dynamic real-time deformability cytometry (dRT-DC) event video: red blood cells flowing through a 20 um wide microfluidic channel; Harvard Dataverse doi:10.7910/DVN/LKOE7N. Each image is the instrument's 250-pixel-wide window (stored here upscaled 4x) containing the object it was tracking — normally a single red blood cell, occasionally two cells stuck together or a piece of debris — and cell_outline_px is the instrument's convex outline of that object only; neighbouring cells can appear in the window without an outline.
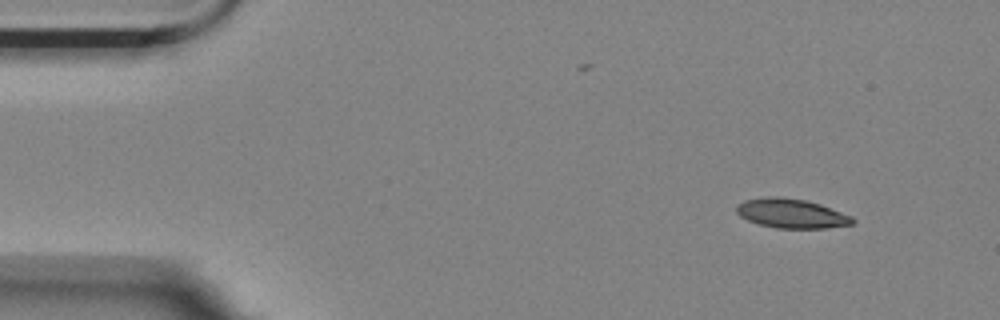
{"species": "Egyptian fruit bat (a non-hibernating species)", "species_latin": "Rousettus aegyptiacus", "temperature_condition": "room temperature", "stored_images_in_passage": 51, "camera_frame_rate_fps": 3000, "um_per_image_px": 0.085, "animal": {"sex": "female"}, "frame": {"image": 1, "passage_image": 1, "time_ms": 0.0, "image_size_px": [1000, 320], "cell_outline_px": [[856, 220], [852, 224], [828, 228], [776, 228], [760, 224], [748, 220], [740, 216], [736, 212], [736, 208], [744, 200], [772, 196], [780, 196], [804, 200], [820, 204], [852, 216]], "centroid_in_image_um": [67.29, 18.14], "position_along_channel_um": 17.7, "area_um2": 19.71}}
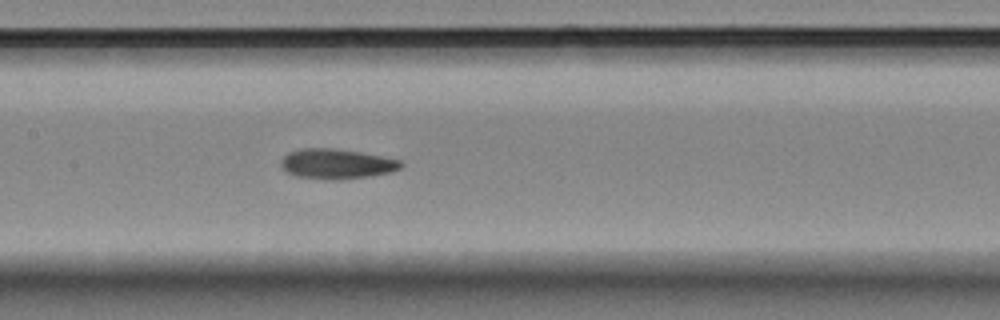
{"frame": {"image": 2, "passage_image": 22, "time_ms": 7.0, "image_size_px": [1000, 320], "cell_outline_px": [[404, 164], [400, 168], [392, 172], [368, 176], [340, 180], [324, 180], [296, 176], [284, 172], [280, 164], [280, 160], [288, 152], [300, 148], [332, 148], [360, 152], [400, 160]], "centroid_in_image_um": [28.56, 13.94], "position_along_channel_um": 178.8, "area_um2": 21.21}}
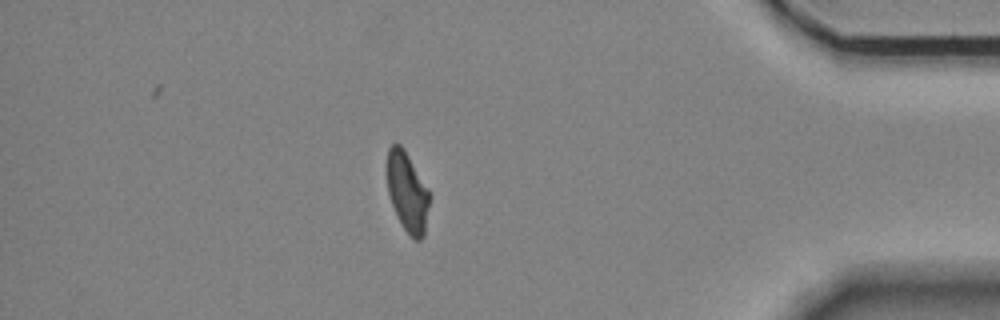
{"frame": {"image": 3, "passage_image": 44, "time_ms": 14.333, "image_size_px": [1000, 320], "cell_outline_px": [[432, 196], [424, 236], [420, 240], [412, 240], [400, 224], [392, 204], [388, 192], [388, 148], [392, 144], [400, 144], [404, 148], [428, 188]], "centroid_in_image_um": [34.67, 16.38], "position_along_channel_um": 400.5, "area_um2": 20.0}, "authors_computed_cell_mechanics": {"area_um2": 20.519, "velocity_mm_per_s": 3.5659, "shape_relaxation_time_tau1_ms": 8.2578, "shape_relaxation_time_tau2_ms": 2.6782, "deformation_change_tau1": 0.2084, "deformation_change_tau2": 0.0943}}